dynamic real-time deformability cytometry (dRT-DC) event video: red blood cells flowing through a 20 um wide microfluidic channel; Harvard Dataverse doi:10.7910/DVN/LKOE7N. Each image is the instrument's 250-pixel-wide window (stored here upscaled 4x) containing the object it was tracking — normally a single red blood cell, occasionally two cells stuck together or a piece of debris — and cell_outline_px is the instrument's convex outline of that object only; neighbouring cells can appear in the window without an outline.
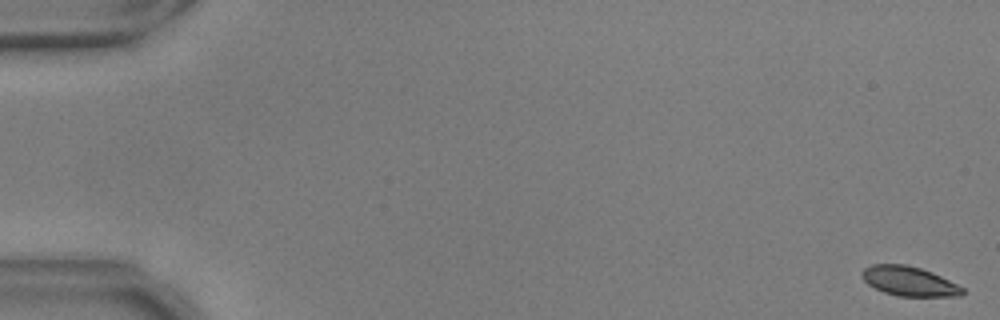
{"species": "common noctule bat (a hibernating species)", "species_latin": "Nyctalus noctula", "temperature_condition": "warm", "stored_images_in_passage": 55, "camera_frame_rate_fps": 3000, "um_per_image_px": 0.085, "animal": {"sex": "male", "body_mass_g": 17.9, "forearm_length_mm": 54.2}, "frame": {"image": 1, "passage_image": 1, "time_ms": 0.0, "image_size_px": [1000, 320], "cell_outline_px": [[964, 292], [960, 296], [896, 296], [884, 292], [868, 284], [860, 276], [860, 272], [864, 268], [872, 264], [904, 264], [920, 268], [932, 272], [964, 288]], "centroid_in_image_um": [77.24, 23.9], "position_along_channel_um": 7.8, "area_um2": 17.22}}
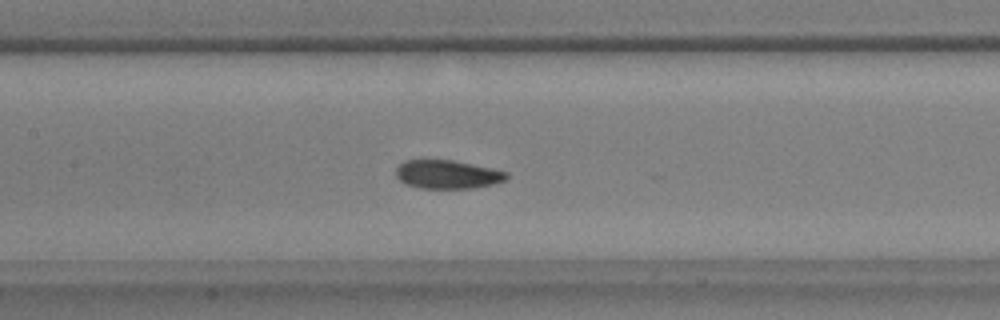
{"frame": {"image": 2, "passage_image": 27, "time_ms": 8.667, "image_size_px": [1000, 320], "cell_outline_px": [[508, 176], [504, 180], [492, 184], [472, 188], [420, 188], [404, 184], [396, 176], [396, 168], [404, 160], [452, 160], [492, 168], [508, 172]], "centroid_in_image_um": [38.0, 14.82], "position_along_channel_um": 169.4, "area_um2": 18.32}}
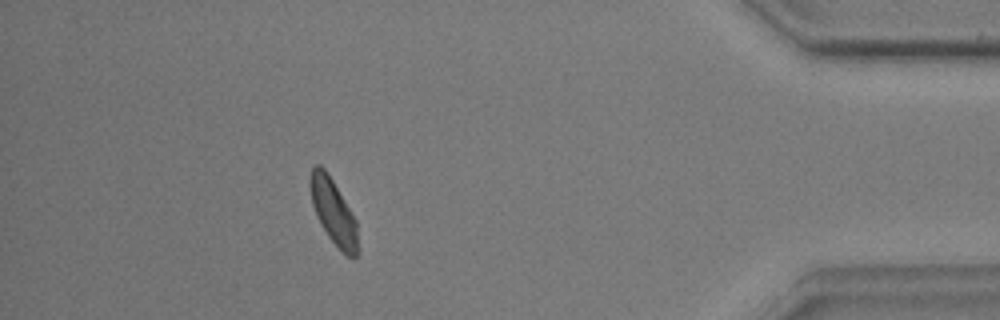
{"frame": {"image": 3, "passage_image": 50, "time_ms": 16.333, "image_size_px": [1000, 320], "cell_outline_px": [[360, 252], [352, 260], [328, 236], [320, 224], [316, 216], [312, 204], [308, 184], [308, 180], [312, 168], [316, 164], [320, 164], [324, 168], [332, 180], [356, 220]], "centroid_in_image_um": [28.33, 18.01], "position_along_channel_um": 406.9, "area_um2": 18.21}, "authors_computed_cell_mechanics": {"area_um2": 18.3226, "velocity_mm_per_s": 3.6882, "shape_relaxation_time_tau1_ms": 2.5878, "shape_relaxation_time_tau2_ms": 2.3458, "deformation_change_tau1": 0.0896, "deformation_change_tau2": 0.0583}}